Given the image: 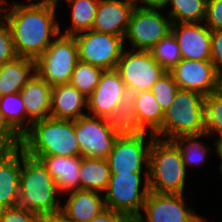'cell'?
<instances>
[{
	"mask_svg": "<svg viewBox=\"0 0 222 222\" xmlns=\"http://www.w3.org/2000/svg\"><path fill=\"white\" fill-rule=\"evenodd\" d=\"M11 3L0 11L9 23L15 52L18 57L37 60L60 34L57 7L18 0Z\"/></svg>",
	"mask_w": 222,
	"mask_h": 222,
	"instance_id": "obj_1",
	"label": "cell"
},
{
	"mask_svg": "<svg viewBox=\"0 0 222 222\" xmlns=\"http://www.w3.org/2000/svg\"><path fill=\"white\" fill-rule=\"evenodd\" d=\"M62 195L43 163L21 148V174L18 205L43 215L61 210Z\"/></svg>",
	"mask_w": 222,
	"mask_h": 222,
	"instance_id": "obj_2",
	"label": "cell"
},
{
	"mask_svg": "<svg viewBox=\"0 0 222 222\" xmlns=\"http://www.w3.org/2000/svg\"><path fill=\"white\" fill-rule=\"evenodd\" d=\"M21 148L29 156H81L75 120L46 118L22 136Z\"/></svg>",
	"mask_w": 222,
	"mask_h": 222,
	"instance_id": "obj_3",
	"label": "cell"
},
{
	"mask_svg": "<svg viewBox=\"0 0 222 222\" xmlns=\"http://www.w3.org/2000/svg\"><path fill=\"white\" fill-rule=\"evenodd\" d=\"M187 169L171 140L154 138L149 149V189L156 193L185 194Z\"/></svg>",
	"mask_w": 222,
	"mask_h": 222,
	"instance_id": "obj_4",
	"label": "cell"
},
{
	"mask_svg": "<svg viewBox=\"0 0 222 222\" xmlns=\"http://www.w3.org/2000/svg\"><path fill=\"white\" fill-rule=\"evenodd\" d=\"M205 96L192 90L179 89L167 110L156 138L172 140L181 135L205 132Z\"/></svg>",
	"mask_w": 222,
	"mask_h": 222,
	"instance_id": "obj_5",
	"label": "cell"
},
{
	"mask_svg": "<svg viewBox=\"0 0 222 222\" xmlns=\"http://www.w3.org/2000/svg\"><path fill=\"white\" fill-rule=\"evenodd\" d=\"M149 192L148 171L131 172L111 174L103 196L107 208L134 221L141 214Z\"/></svg>",
	"mask_w": 222,
	"mask_h": 222,
	"instance_id": "obj_6",
	"label": "cell"
},
{
	"mask_svg": "<svg viewBox=\"0 0 222 222\" xmlns=\"http://www.w3.org/2000/svg\"><path fill=\"white\" fill-rule=\"evenodd\" d=\"M78 61L75 37L60 33L36 60V73L52 87L70 83Z\"/></svg>",
	"mask_w": 222,
	"mask_h": 222,
	"instance_id": "obj_7",
	"label": "cell"
},
{
	"mask_svg": "<svg viewBox=\"0 0 222 222\" xmlns=\"http://www.w3.org/2000/svg\"><path fill=\"white\" fill-rule=\"evenodd\" d=\"M163 8L135 7L124 41L131 50L150 51L162 38L166 37L172 29V21ZM162 11V12H161Z\"/></svg>",
	"mask_w": 222,
	"mask_h": 222,
	"instance_id": "obj_8",
	"label": "cell"
},
{
	"mask_svg": "<svg viewBox=\"0 0 222 222\" xmlns=\"http://www.w3.org/2000/svg\"><path fill=\"white\" fill-rule=\"evenodd\" d=\"M116 70L128 92L150 91L167 71L154 59L151 51L124 49Z\"/></svg>",
	"mask_w": 222,
	"mask_h": 222,
	"instance_id": "obj_9",
	"label": "cell"
},
{
	"mask_svg": "<svg viewBox=\"0 0 222 222\" xmlns=\"http://www.w3.org/2000/svg\"><path fill=\"white\" fill-rule=\"evenodd\" d=\"M78 59L103 70L116 69L117 63L125 49L124 38L109 33H99L93 30L74 35Z\"/></svg>",
	"mask_w": 222,
	"mask_h": 222,
	"instance_id": "obj_10",
	"label": "cell"
},
{
	"mask_svg": "<svg viewBox=\"0 0 222 222\" xmlns=\"http://www.w3.org/2000/svg\"><path fill=\"white\" fill-rule=\"evenodd\" d=\"M154 138L148 132L118 136L107 156L111 174L148 171L149 149Z\"/></svg>",
	"mask_w": 222,
	"mask_h": 222,
	"instance_id": "obj_11",
	"label": "cell"
},
{
	"mask_svg": "<svg viewBox=\"0 0 222 222\" xmlns=\"http://www.w3.org/2000/svg\"><path fill=\"white\" fill-rule=\"evenodd\" d=\"M141 213L133 222H199L201 215L188 206L184 194L149 192Z\"/></svg>",
	"mask_w": 222,
	"mask_h": 222,
	"instance_id": "obj_12",
	"label": "cell"
},
{
	"mask_svg": "<svg viewBox=\"0 0 222 222\" xmlns=\"http://www.w3.org/2000/svg\"><path fill=\"white\" fill-rule=\"evenodd\" d=\"M75 134L81 156L87 158H107L118 137L104 118L88 114L75 120Z\"/></svg>",
	"mask_w": 222,
	"mask_h": 222,
	"instance_id": "obj_13",
	"label": "cell"
},
{
	"mask_svg": "<svg viewBox=\"0 0 222 222\" xmlns=\"http://www.w3.org/2000/svg\"><path fill=\"white\" fill-rule=\"evenodd\" d=\"M179 89L207 96L216 90L217 70L210 60L182 59L170 71Z\"/></svg>",
	"mask_w": 222,
	"mask_h": 222,
	"instance_id": "obj_14",
	"label": "cell"
},
{
	"mask_svg": "<svg viewBox=\"0 0 222 222\" xmlns=\"http://www.w3.org/2000/svg\"><path fill=\"white\" fill-rule=\"evenodd\" d=\"M127 92L116 69L103 70L97 87L87 98V114L104 118L115 111Z\"/></svg>",
	"mask_w": 222,
	"mask_h": 222,
	"instance_id": "obj_15",
	"label": "cell"
},
{
	"mask_svg": "<svg viewBox=\"0 0 222 222\" xmlns=\"http://www.w3.org/2000/svg\"><path fill=\"white\" fill-rule=\"evenodd\" d=\"M182 55L187 60H210L211 30L203 23H172Z\"/></svg>",
	"mask_w": 222,
	"mask_h": 222,
	"instance_id": "obj_16",
	"label": "cell"
},
{
	"mask_svg": "<svg viewBox=\"0 0 222 222\" xmlns=\"http://www.w3.org/2000/svg\"><path fill=\"white\" fill-rule=\"evenodd\" d=\"M135 7L133 0H99L91 30L124 38Z\"/></svg>",
	"mask_w": 222,
	"mask_h": 222,
	"instance_id": "obj_17",
	"label": "cell"
},
{
	"mask_svg": "<svg viewBox=\"0 0 222 222\" xmlns=\"http://www.w3.org/2000/svg\"><path fill=\"white\" fill-rule=\"evenodd\" d=\"M27 113V131L35 122L51 117L52 86L35 73L20 91Z\"/></svg>",
	"mask_w": 222,
	"mask_h": 222,
	"instance_id": "obj_18",
	"label": "cell"
},
{
	"mask_svg": "<svg viewBox=\"0 0 222 222\" xmlns=\"http://www.w3.org/2000/svg\"><path fill=\"white\" fill-rule=\"evenodd\" d=\"M21 147L7 149L0 156V209L18 206Z\"/></svg>",
	"mask_w": 222,
	"mask_h": 222,
	"instance_id": "obj_19",
	"label": "cell"
},
{
	"mask_svg": "<svg viewBox=\"0 0 222 222\" xmlns=\"http://www.w3.org/2000/svg\"><path fill=\"white\" fill-rule=\"evenodd\" d=\"M39 159L53 177L62 196L80 190L81 156H31Z\"/></svg>",
	"mask_w": 222,
	"mask_h": 222,
	"instance_id": "obj_20",
	"label": "cell"
},
{
	"mask_svg": "<svg viewBox=\"0 0 222 222\" xmlns=\"http://www.w3.org/2000/svg\"><path fill=\"white\" fill-rule=\"evenodd\" d=\"M87 97L71 83L52 87L50 115L56 119L77 120L87 115Z\"/></svg>",
	"mask_w": 222,
	"mask_h": 222,
	"instance_id": "obj_21",
	"label": "cell"
},
{
	"mask_svg": "<svg viewBox=\"0 0 222 222\" xmlns=\"http://www.w3.org/2000/svg\"><path fill=\"white\" fill-rule=\"evenodd\" d=\"M65 196L61 210L72 222H89L106 208L103 194L97 191L80 189Z\"/></svg>",
	"mask_w": 222,
	"mask_h": 222,
	"instance_id": "obj_22",
	"label": "cell"
},
{
	"mask_svg": "<svg viewBox=\"0 0 222 222\" xmlns=\"http://www.w3.org/2000/svg\"><path fill=\"white\" fill-rule=\"evenodd\" d=\"M36 73V60L16 57L0 65V97L20 92Z\"/></svg>",
	"mask_w": 222,
	"mask_h": 222,
	"instance_id": "obj_23",
	"label": "cell"
},
{
	"mask_svg": "<svg viewBox=\"0 0 222 222\" xmlns=\"http://www.w3.org/2000/svg\"><path fill=\"white\" fill-rule=\"evenodd\" d=\"M106 124L118 136L144 133L137 123L135 93L127 92L115 111L104 117Z\"/></svg>",
	"mask_w": 222,
	"mask_h": 222,
	"instance_id": "obj_24",
	"label": "cell"
},
{
	"mask_svg": "<svg viewBox=\"0 0 222 222\" xmlns=\"http://www.w3.org/2000/svg\"><path fill=\"white\" fill-rule=\"evenodd\" d=\"M107 158H87L81 156L79 169L80 189L104 193L110 181Z\"/></svg>",
	"mask_w": 222,
	"mask_h": 222,
	"instance_id": "obj_25",
	"label": "cell"
},
{
	"mask_svg": "<svg viewBox=\"0 0 222 222\" xmlns=\"http://www.w3.org/2000/svg\"><path fill=\"white\" fill-rule=\"evenodd\" d=\"M137 123L144 132L155 134L162 126L164 112L150 91L135 93Z\"/></svg>",
	"mask_w": 222,
	"mask_h": 222,
	"instance_id": "obj_26",
	"label": "cell"
},
{
	"mask_svg": "<svg viewBox=\"0 0 222 222\" xmlns=\"http://www.w3.org/2000/svg\"><path fill=\"white\" fill-rule=\"evenodd\" d=\"M203 137L208 138L210 136L204 132L201 134L181 135L171 140L178 147L186 169L203 165L211 154V150L214 152V148L211 149L201 140Z\"/></svg>",
	"mask_w": 222,
	"mask_h": 222,
	"instance_id": "obj_27",
	"label": "cell"
},
{
	"mask_svg": "<svg viewBox=\"0 0 222 222\" xmlns=\"http://www.w3.org/2000/svg\"><path fill=\"white\" fill-rule=\"evenodd\" d=\"M70 7L71 25L67 29L61 30L64 35H76L78 33L91 30L99 0H65ZM63 31V32H62Z\"/></svg>",
	"mask_w": 222,
	"mask_h": 222,
	"instance_id": "obj_28",
	"label": "cell"
},
{
	"mask_svg": "<svg viewBox=\"0 0 222 222\" xmlns=\"http://www.w3.org/2000/svg\"><path fill=\"white\" fill-rule=\"evenodd\" d=\"M206 4L207 0H167L163 9L167 8L172 23H200L205 19Z\"/></svg>",
	"mask_w": 222,
	"mask_h": 222,
	"instance_id": "obj_29",
	"label": "cell"
},
{
	"mask_svg": "<svg viewBox=\"0 0 222 222\" xmlns=\"http://www.w3.org/2000/svg\"><path fill=\"white\" fill-rule=\"evenodd\" d=\"M0 110L9 125L22 137L27 132V113L20 92L0 97Z\"/></svg>",
	"mask_w": 222,
	"mask_h": 222,
	"instance_id": "obj_30",
	"label": "cell"
},
{
	"mask_svg": "<svg viewBox=\"0 0 222 222\" xmlns=\"http://www.w3.org/2000/svg\"><path fill=\"white\" fill-rule=\"evenodd\" d=\"M102 72L100 67L78 61L70 83L88 98L97 87Z\"/></svg>",
	"mask_w": 222,
	"mask_h": 222,
	"instance_id": "obj_31",
	"label": "cell"
},
{
	"mask_svg": "<svg viewBox=\"0 0 222 222\" xmlns=\"http://www.w3.org/2000/svg\"><path fill=\"white\" fill-rule=\"evenodd\" d=\"M150 51L166 71H170L182 60L178 42L172 32L162 38Z\"/></svg>",
	"mask_w": 222,
	"mask_h": 222,
	"instance_id": "obj_32",
	"label": "cell"
},
{
	"mask_svg": "<svg viewBox=\"0 0 222 222\" xmlns=\"http://www.w3.org/2000/svg\"><path fill=\"white\" fill-rule=\"evenodd\" d=\"M205 132L211 137L222 136V97L211 93L205 96Z\"/></svg>",
	"mask_w": 222,
	"mask_h": 222,
	"instance_id": "obj_33",
	"label": "cell"
},
{
	"mask_svg": "<svg viewBox=\"0 0 222 222\" xmlns=\"http://www.w3.org/2000/svg\"><path fill=\"white\" fill-rule=\"evenodd\" d=\"M178 90L179 87L175 83L173 76L167 71L153 84L151 92L164 112L171 105Z\"/></svg>",
	"mask_w": 222,
	"mask_h": 222,
	"instance_id": "obj_34",
	"label": "cell"
},
{
	"mask_svg": "<svg viewBox=\"0 0 222 222\" xmlns=\"http://www.w3.org/2000/svg\"><path fill=\"white\" fill-rule=\"evenodd\" d=\"M17 57L11 29L4 14L0 11V65Z\"/></svg>",
	"mask_w": 222,
	"mask_h": 222,
	"instance_id": "obj_35",
	"label": "cell"
},
{
	"mask_svg": "<svg viewBox=\"0 0 222 222\" xmlns=\"http://www.w3.org/2000/svg\"><path fill=\"white\" fill-rule=\"evenodd\" d=\"M40 216L41 215L28 211L19 205L0 209V222H39Z\"/></svg>",
	"mask_w": 222,
	"mask_h": 222,
	"instance_id": "obj_36",
	"label": "cell"
},
{
	"mask_svg": "<svg viewBox=\"0 0 222 222\" xmlns=\"http://www.w3.org/2000/svg\"><path fill=\"white\" fill-rule=\"evenodd\" d=\"M203 23L211 31L222 30V0H207Z\"/></svg>",
	"mask_w": 222,
	"mask_h": 222,
	"instance_id": "obj_37",
	"label": "cell"
},
{
	"mask_svg": "<svg viewBox=\"0 0 222 222\" xmlns=\"http://www.w3.org/2000/svg\"><path fill=\"white\" fill-rule=\"evenodd\" d=\"M0 144L7 149L20 148L22 137L9 125L0 110Z\"/></svg>",
	"mask_w": 222,
	"mask_h": 222,
	"instance_id": "obj_38",
	"label": "cell"
},
{
	"mask_svg": "<svg viewBox=\"0 0 222 222\" xmlns=\"http://www.w3.org/2000/svg\"><path fill=\"white\" fill-rule=\"evenodd\" d=\"M210 61L217 71L222 70V30L211 31Z\"/></svg>",
	"mask_w": 222,
	"mask_h": 222,
	"instance_id": "obj_39",
	"label": "cell"
},
{
	"mask_svg": "<svg viewBox=\"0 0 222 222\" xmlns=\"http://www.w3.org/2000/svg\"><path fill=\"white\" fill-rule=\"evenodd\" d=\"M89 222H133L129 217L115 212L110 208H105L97 216L92 218Z\"/></svg>",
	"mask_w": 222,
	"mask_h": 222,
	"instance_id": "obj_40",
	"label": "cell"
},
{
	"mask_svg": "<svg viewBox=\"0 0 222 222\" xmlns=\"http://www.w3.org/2000/svg\"><path fill=\"white\" fill-rule=\"evenodd\" d=\"M39 222H72L62 210L54 213H46L40 216Z\"/></svg>",
	"mask_w": 222,
	"mask_h": 222,
	"instance_id": "obj_41",
	"label": "cell"
},
{
	"mask_svg": "<svg viewBox=\"0 0 222 222\" xmlns=\"http://www.w3.org/2000/svg\"><path fill=\"white\" fill-rule=\"evenodd\" d=\"M133 1L135 2V5L137 7H152V8H163L165 3L167 2V0H133Z\"/></svg>",
	"mask_w": 222,
	"mask_h": 222,
	"instance_id": "obj_42",
	"label": "cell"
},
{
	"mask_svg": "<svg viewBox=\"0 0 222 222\" xmlns=\"http://www.w3.org/2000/svg\"><path fill=\"white\" fill-rule=\"evenodd\" d=\"M212 139H214V151L215 154L218 156V158H220V166H218L219 168L222 167V136H218V137H213Z\"/></svg>",
	"mask_w": 222,
	"mask_h": 222,
	"instance_id": "obj_43",
	"label": "cell"
},
{
	"mask_svg": "<svg viewBox=\"0 0 222 222\" xmlns=\"http://www.w3.org/2000/svg\"><path fill=\"white\" fill-rule=\"evenodd\" d=\"M215 93L222 97V70L217 72Z\"/></svg>",
	"mask_w": 222,
	"mask_h": 222,
	"instance_id": "obj_44",
	"label": "cell"
},
{
	"mask_svg": "<svg viewBox=\"0 0 222 222\" xmlns=\"http://www.w3.org/2000/svg\"><path fill=\"white\" fill-rule=\"evenodd\" d=\"M59 1L60 0H27V2H31V3L54 5L56 7H58Z\"/></svg>",
	"mask_w": 222,
	"mask_h": 222,
	"instance_id": "obj_45",
	"label": "cell"
},
{
	"mask_svg": "<svg viewBox=\"0 0 222 222\" xmlns=\"http://www.w3.org/2000/svg\"><path fill=\"white\" fill-rule=\"evenodd\" d=\"M6 150H7V148H6L4 145L0 144V156H1Z\"/></svg>",
	"mask_w": 222,
	"mask_h": 222,
	"instance_id": "obj_46",
	"label": "cell"
},
{
	"mask_svg": "<svg viewBox=\"0 0 222 222\" xmlns=\"http://www.w3.org/2000/svg\"><path fill=\"white\" fill-rule=\"evenodd\" d=\"M6 3L9 5V3H8L7 0H0V10L4 7V5H5Z\"/></svg>",
	"mask_w": 222,
	"mask_h": 222,
	"instance_id": "obj_47",
	"label": "cell"
},
{
	"mask_svg": "<svg viewBox=\"0 0 222 222\" xmlns=\"http://www.w3.org/2000/svg\"><path fill=\"white\" fill-rule=\"evenodd\" d=\"M205 219H206V217H205V218H204V217H201V219L199 220V222H208L207 219H206V220H205Z\"/></svg>",
	"mask_w": 222,
	"mask_h": 222,
	"instance_id": "obj_48",
	"label": "cell"
},
{
	"mask_svg": "<svg viewBox=\"0 0 222 222\" xmlns=\"http://www.w3.org/2000/svg\"><path fill=\"white\" fill-rule=\"evenodd\" d=\"M218 169H220L219 171H220V173H221V175H222V167H220V168H218ZM222 179V178H221Z\"/></svg>",
	"mask_w": 222,
	"mask_h": 222,
	"instance_id": "obj_49",
	"label": "cell"
}]
</instances>
